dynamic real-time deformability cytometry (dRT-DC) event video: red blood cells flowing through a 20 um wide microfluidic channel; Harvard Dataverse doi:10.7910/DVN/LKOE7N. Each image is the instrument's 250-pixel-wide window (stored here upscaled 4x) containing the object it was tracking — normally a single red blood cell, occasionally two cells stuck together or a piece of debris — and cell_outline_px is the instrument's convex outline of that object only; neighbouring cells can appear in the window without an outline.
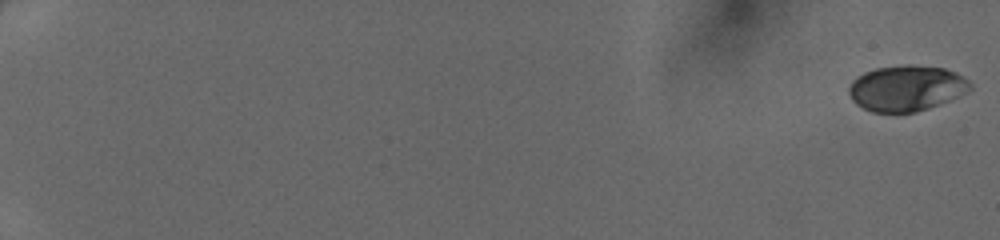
{"species": "human", "species_latin": "Homo sapiens", "temperature_condition": "cold", "stored_images_in_passage": 10, "camera_frame_rate_fps": 3000, "um_per_image_px": 0.085, "donor": {"sex": "female"}, "frame": {"image": 1, "passage_image": 1, "time_ms": 0.0, "image_size_px": [1000, 240], "cell_outline_px": [[972, 88], [948, 100], [928, 108], [916, 112], [872, 112], [856, 104], [852, 100], [848, 92], [848, 88], [852, 80], [856, 76], [864, 72], [876, 68], [908, 64], [944, 68], [956, 72], [968, 80], [972, 84]], "centroid_in_image_um": [77.01, 7.48], "position_along_channel_um": 8.0, "area_um2": 32.19}}